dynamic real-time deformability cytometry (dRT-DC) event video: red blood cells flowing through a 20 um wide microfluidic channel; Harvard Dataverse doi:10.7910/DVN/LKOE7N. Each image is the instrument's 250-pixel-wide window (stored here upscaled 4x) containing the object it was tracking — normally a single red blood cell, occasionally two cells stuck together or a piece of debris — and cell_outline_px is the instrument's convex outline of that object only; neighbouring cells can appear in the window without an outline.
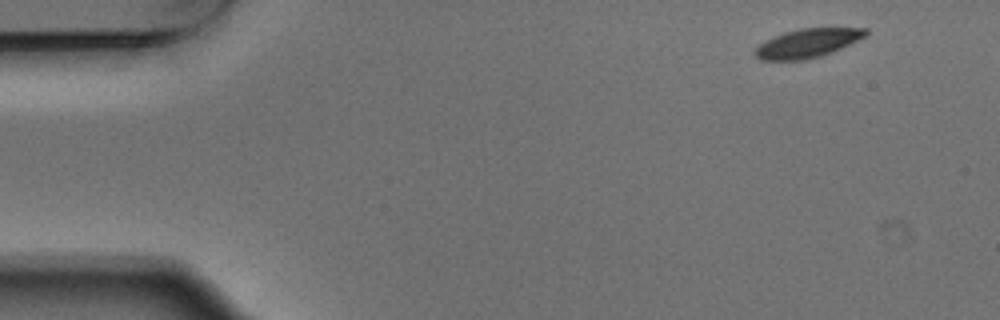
{"species": "Egyptian fruit bat (a non-hibernating species)", "species_latin": "Rousettus aegyptiacus", "temperature_condition": "warm", "stored_images_in_passage": 4, "camera_frame_rate_fps": 3000, "um_per_image_px": 0.085, "animal": {"sex": "male"}, "frame": {"image": 1, "passage_image": 1, "time_ms": 0.0, "image_size_px": [1000, 320], "cell_outline_px": [[868, 32], [864, 36], [832, 52], [820, 56], [804, 60], [760, 60], [752, 52], [764, 40], [784, 32], [800, 28], [868, 28]], "centroid_in_image_um": [68.58, 3.67], "position_along_channel_um": 16.4, "area_um2": 18.44}}
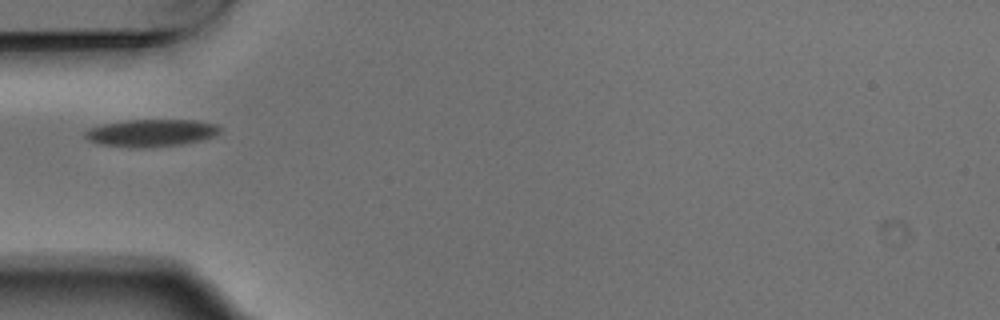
{"frame": {"image": 2, "passage_image": 4, "time_ms": 1.0, "image_size_px": [1000, 320], "cell_outline_px": [[220, 132], [216, 136], [184, 144], [144, 148], [132, 148], [100, 144], [88, 140], [84, 136], [84, 132], [88, 128], [104, 124], [128, 120], [196, 120], [216, 124], [220, 128]], "centroid_in_image_um": [12.85, 11.3], "position_along_channel_um": 72.2, "area_um2": 21.62}}